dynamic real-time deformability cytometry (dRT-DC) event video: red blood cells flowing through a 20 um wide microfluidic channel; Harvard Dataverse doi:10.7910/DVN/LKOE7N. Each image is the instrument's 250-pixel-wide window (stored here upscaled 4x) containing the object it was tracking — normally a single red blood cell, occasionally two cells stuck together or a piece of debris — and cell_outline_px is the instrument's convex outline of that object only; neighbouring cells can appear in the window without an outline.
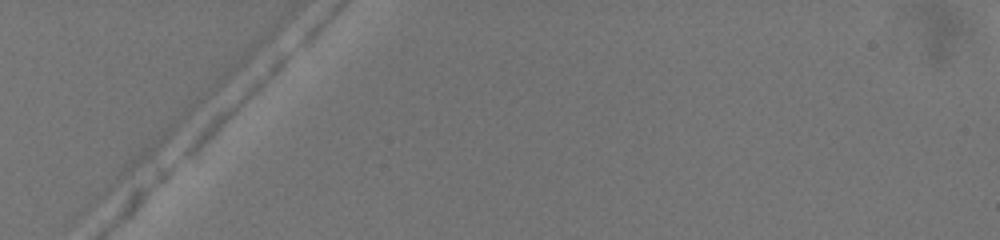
{"species": "common noctule bat (a hibernating species)", "species_latin": "Nyctalus noctula", "temperature_condition": "warm", "stored_images_in_passage": 3, "camera_frame_rate_fps": 3000, "um_per_image_px": 0.085, "animal": {"sex": "female", "body_mass_g": 19.5, "forearm_length_mm": 54.1}, "frame": {"image": 1, "passage_image": 1, "time_ms": 0.0, "image_size_px": [1000, 240], "cell_outline_px": [[292, 52], [288, 60], [260, 88], [192, 152], [184, 156], [180, 156], [184, 148], [196, 132], [216, 112], [280, 52], [292, 48]], "centroid_in_image_um": [20.14, 8.6], "position_along_channel_um": 64.9, "area_um2": 12.54}}